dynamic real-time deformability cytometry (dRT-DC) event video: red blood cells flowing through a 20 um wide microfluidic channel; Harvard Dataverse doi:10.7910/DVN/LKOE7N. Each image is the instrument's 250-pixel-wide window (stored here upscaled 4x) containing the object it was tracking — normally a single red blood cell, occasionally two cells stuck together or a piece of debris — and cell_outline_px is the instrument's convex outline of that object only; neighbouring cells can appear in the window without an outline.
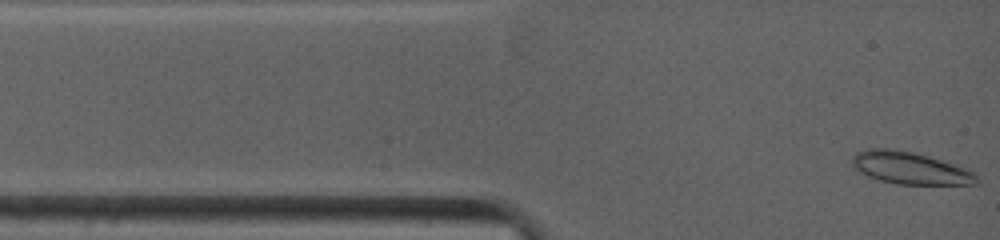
{"species": "common noctule bat (a hibernating species)", "species_latin": "Nyctalus noctula", "temperature_condition": "warm", "stored_images_in_passage": 30, "camera_frame_rate_fps": 4500, "um_per_image_px": 0.085, "animal": {"sex": "female", "body_mass_g": 19.0, "forearm_length_mm": 53.3}, "frame": {"image": 1, "passage_image": 1, "time_ms": 0.0, "image_size_px": [1000, 240], "cell_outline_px": [[980, 184], [896, 184], [880, 180], [868, 176], [860, 172], [852, 164], [852, 156], [856, 152], [868, 148], [896, 148], [928, 156], [964, 168], [972, 172], [980, 180]], "centroid_in_image_um": [77.32, 14.28], "position_along_channel_um": 7.7, "area_um2": 23.24}}
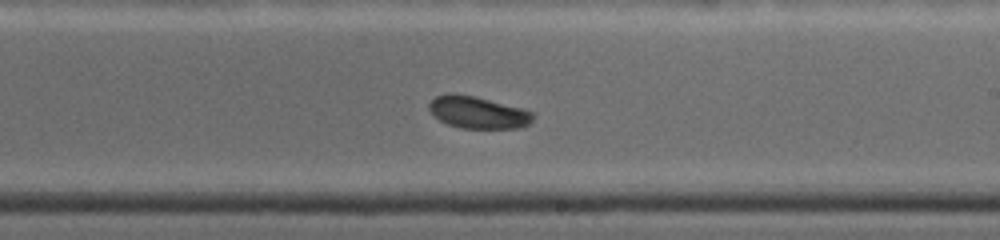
{"frame": {"image": 2, "passage_image": 19, "time_ms": 7.333, "image_size_px": [1000, 240], "cell_outline_px": [[536, 116], [528, 124], [520, 128], [460, 128], [448, 124], [440, 120], [428, 108], [428, 104], [436, 96], [448, 92], [452, 92], [476, 96], [524, 108], [532, 112]], "centroid_in_image_um": [40.64, 9.53], "position_along_channel_um": 248.4, "area_um2": 19.65}}
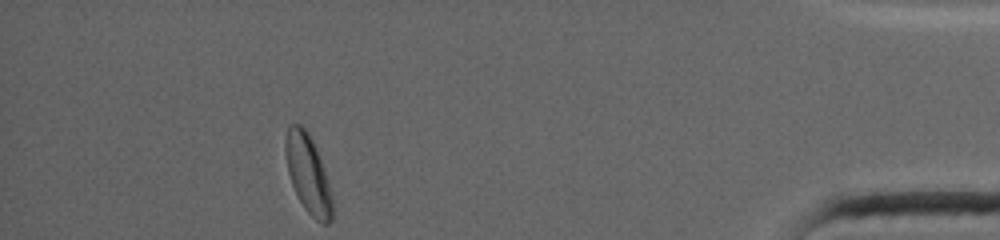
{"frame": {"image": 3, "passage_image": 30, "time_ms": 13.333, "image_size_px": [1000, 240], "cell_outline_px": [[332, 220], [328, 224], [324, 224], [316, 220], [304, 208], [292, 184], [288, 172], [284, 152], [284, 140], [288, 124], [300, 124], [308, 132], [316, 148], [324, 168], [328, 180], [332, 196]], "centroid_in_image_um": [26.17, 14.75], "position_along_channel_um": 409.0, "area_um2": 21.44}, "authors_computed_cell_mechanics": {"area_um2": 19.7965, "velocity_mm_per_s": 3.8749, "shape_relaxation_time_tau1_ms": 3.4173, "shape_relaxation_time_tau2_ms": null, "deformation_change_tau1": 0.0773, "deformation_change_tau2": null}}